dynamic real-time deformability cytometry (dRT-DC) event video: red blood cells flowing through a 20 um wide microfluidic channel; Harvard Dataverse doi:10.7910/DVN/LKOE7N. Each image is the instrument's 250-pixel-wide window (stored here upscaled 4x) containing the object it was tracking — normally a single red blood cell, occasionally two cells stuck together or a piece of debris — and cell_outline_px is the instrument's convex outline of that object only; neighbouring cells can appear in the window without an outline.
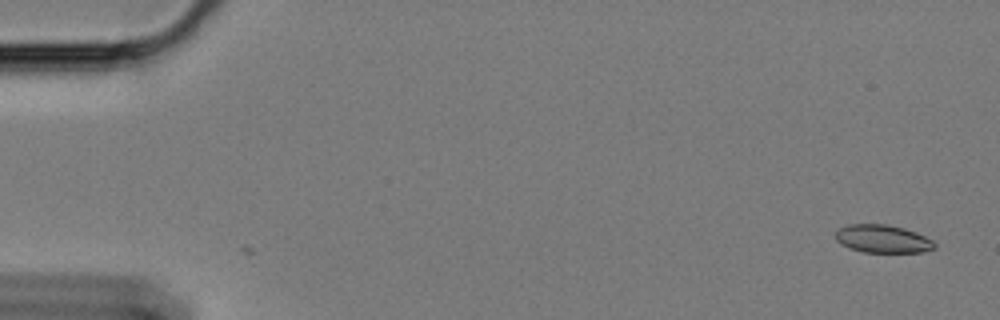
{"species": "Egyptian fruit bat (a non-hibernating species)", "species_latin": "Rousettus aegyptiacus", "temperature_condition": "cold", "stored_images_in_passage": 58, "camera_frame_rate_fps": 3000, "um_per_image_px": 0.085, "animal": {"sex": "female"}, "frame": {"image": 1, "passage_image": 1, "time_ms": 0.0, "image_size_px": [1000, 320], "cell_outline_px": [[936, 248], [924, 252], [864, 252], [848, 248], [840, 244], [836, 240], [836, 232], [840, 228], [848, 224], [888, 224], [904, 228], [916, 232], [932, 240], [936, 244]], "centroid_in_image_um": [75.03, 20.3], "position_along_channel_um": 10.0, "area_um2": 16.24}}
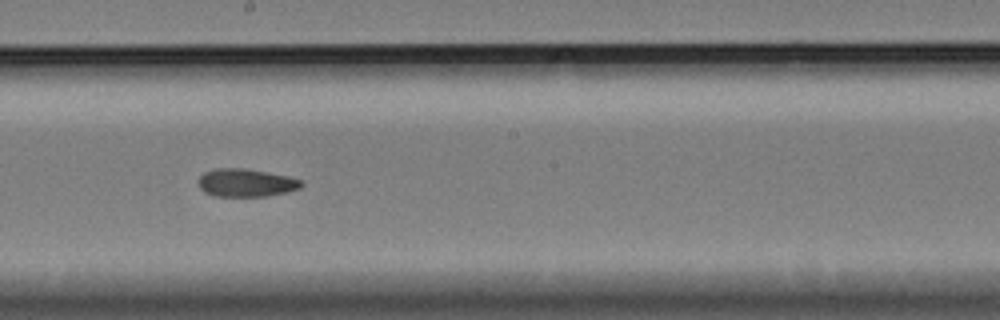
{"frame": {"image": 2, "passage_image": 32, "time_ms": 10.333, "image_size_px": [1000, 320], "cell_outline_px": [[304, 184], [300, 188], [288, 192], [268, 196], [216, 196], [204, 192], [200, 188], [200, 176], [204, 172], [216, 168], [244, 168], [268, 172], [288, 176], [300, 180]], "centroid_in_image_um": [20.93, 15.53], "position_along_channel_um": 227.3, "area_um2": 16.76}}
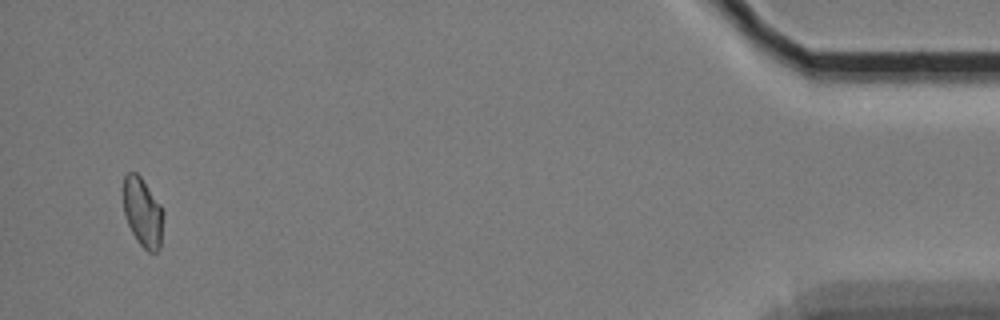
{"frame": {"image": 3, "passage_image": 56, "time_ms": 18.333, "image_size_px": [1000, 320], "cell_outline_px": [[164, 212], [160, 248], [156, 252], [148, 252], [136, 240], [124, 216], [124, 176], [128, 172], [136, 172], [140, 176], [160, 204]], "centroid_in_image_um": [12.14, 18.07], "position_along_channel_um": 423.1, "area_um2": 16.07}, "authors_computed_cell_mechanics": {"area_um2": 16.8776, "velocity_mm_per_s": 3.3977, "shape_relaxation_time_tau1_ms": null, "shape_relaxation_time_tau2_ms": 4.51, "deformation_change_tau1": null, "deformation_change_tau2": 0.0931}}